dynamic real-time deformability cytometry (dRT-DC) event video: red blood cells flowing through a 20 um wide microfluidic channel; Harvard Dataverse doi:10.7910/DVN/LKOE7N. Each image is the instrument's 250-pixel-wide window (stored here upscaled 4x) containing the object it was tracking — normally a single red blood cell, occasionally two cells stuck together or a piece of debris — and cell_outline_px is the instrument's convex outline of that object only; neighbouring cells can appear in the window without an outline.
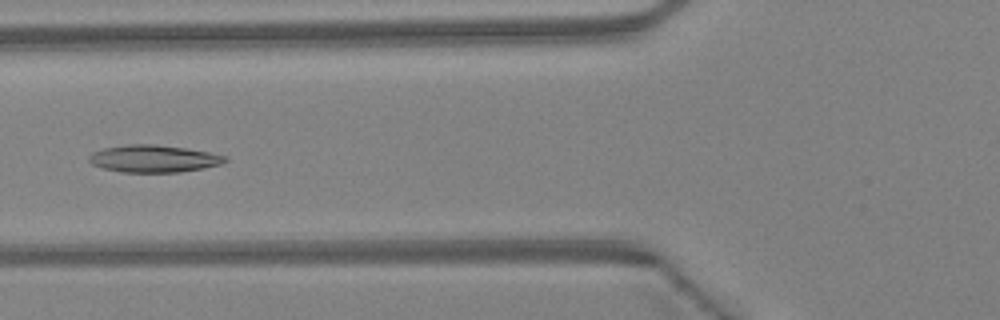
{"species": "Egyptian fruit bat (a non-hibernating species)", "species_latin": "Rousettus aegyptiacus", "temperature_condition": "warm", "stored_images_in_passage": 35, "camera_frame_rate_fps": 3000, "um_per_image_px": 0.085, "animal": {"sex": "female"}, "frame": {"image": 1, "passage_image": 10, "time_ms": 3.0, "image_size_px": [1000, 320], "cell_outline_px": [[228, 160], [220, 164], [204, 168], [180, 172], [120, 172], [104, 168], [92, 164], [88, 160], [88, 156], [92, 152], [104, 148], [128, 144], [156, 144], [184, 148], [208, 152], [228, 156]], "centroid_in_image_um": [13.06, 13.48], "position_along_channel_um": 112.7, "area_um2": 21.62}}
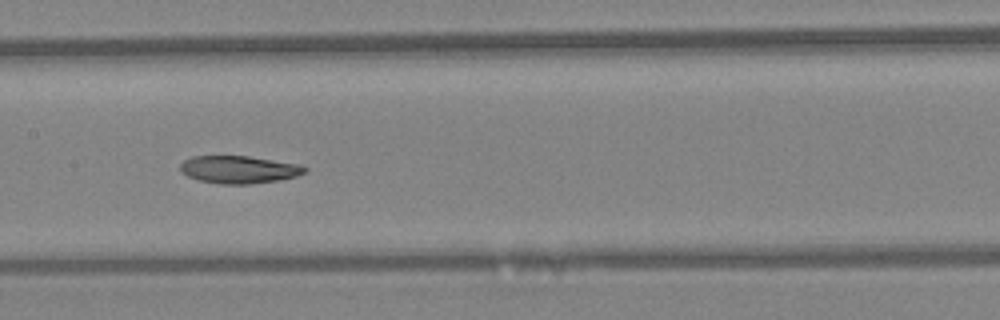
{"frame": {"image": 2, "passage_image": 15, "time_ms": 4.667, "image_size_px": [1000, 320], "cell_outline_px": [[308, 168], [304, 172], [296, 176], [280, 180], [248, 184], [220, 184], [200, 180], [188, 176], [180, 172], [180, 164], [184, 160], [192, 156], [248, 156], [300, 164]], "centroid_in_image_um": [20.3, 14.41], "position_along_channel_um": 187.1, "area_um2": 20.0}}
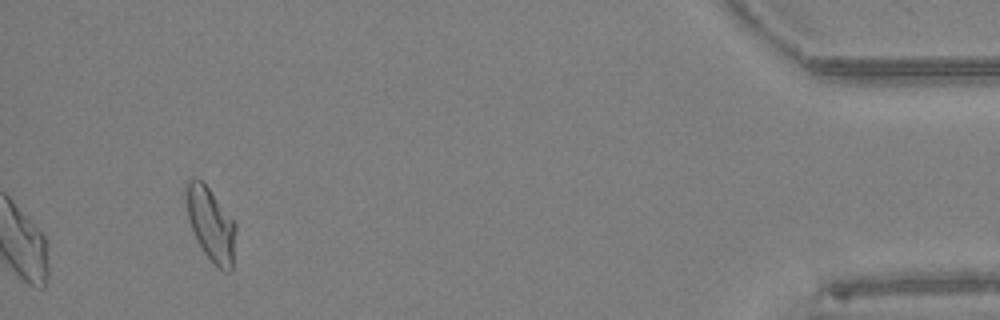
{"frame": {"image": 3, "passage_image": 35, "time_ms": 11.333, "image_size_px": [1000, 320], "cell_outline_px": [[236, 228], [232, 268], [228, 272], [224, 272], [216, 268], [204, 252], [196, 240], [188, 220], [184, 188], [184, 184], [188, 180], [200, 180], [208, 188], [236, 224]], "centroid_in_image_um": [17.9, 19.11], "position_along_channel_um": 417.3, "area_um2": 21.21}, "authors_computed_cell_mechanics": {"area_um2": 21.6172, "velocity_mm_per_s": 4.4879, "shape_relaxation_time_tau1_ms": null, "shape_relaxation_time_tau2_ms": 4.3889, "deformation_change_tau1": null, "deformation_change_tau2": 0.0944}}